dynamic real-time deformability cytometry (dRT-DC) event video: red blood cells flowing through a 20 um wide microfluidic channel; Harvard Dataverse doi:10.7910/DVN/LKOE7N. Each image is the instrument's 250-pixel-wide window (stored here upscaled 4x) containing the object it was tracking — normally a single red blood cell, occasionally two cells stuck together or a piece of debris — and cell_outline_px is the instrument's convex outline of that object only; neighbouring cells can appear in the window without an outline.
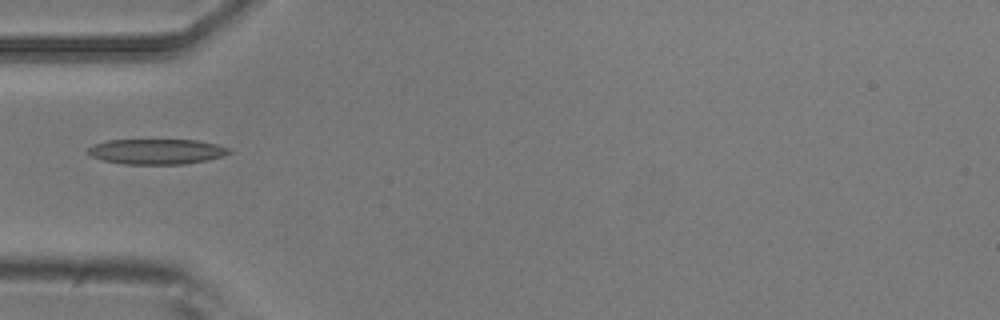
{"species": "common noctule bat (a hibernating species)", "species_latin": "Nyctalus noctula", "temperature_condition": "room temperature", "stored_images_in_passage": 2, "camera_frame_rate_fps": 3000, "um_per_image_px": 0.085, "animal": {"sex": "male", "body_mass_g": 20.5, "forearm_length_mm": 52.5}, "frame": {"image": 1, "passage_image": 1, "time_ms": 0.0, "image_size_px": [1000, 320], "cell_outline_px": [[232, 152], [224, 156], [208, 160], [184, 164], [124, 164], [104, 160], [92, 156], [88, 152], [88, 148], [92, 144], [108, 140], [196, 140], [216, 144], [232, 148]], "centroid_in_image_um": [13.36, 12.88], "position_along_channel_um": 71.6, "area_um2": 20.87}}
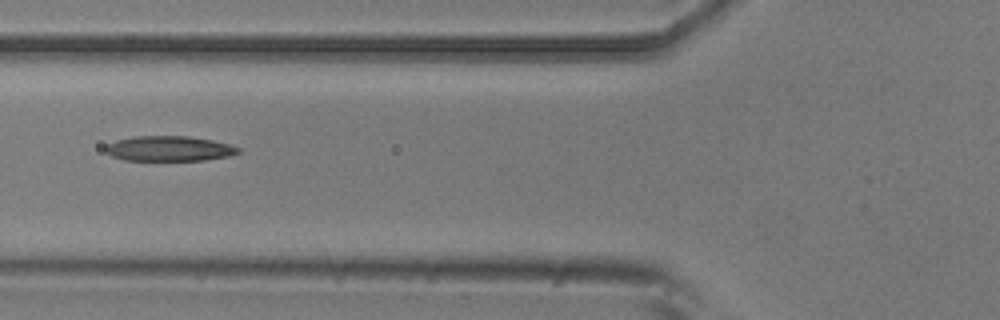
{"frame": {"image": 2, "passage_image": 2, "time_ms": 0.333, "image_size_px": [1000, 320], "cell_outline_px": [[240, 152], [228, 156], [204, 160], [124, 160], [112, 156], [104, 152], [104, 148], [108, 144], [116, 140], [132, 136], [188, 136], [212, 140], [228, 144], [240, 148]], "centroid_in_image_um": [14.34, 12.62], "position_along_channel_um": 111.5, "area_um2": 19.42}}